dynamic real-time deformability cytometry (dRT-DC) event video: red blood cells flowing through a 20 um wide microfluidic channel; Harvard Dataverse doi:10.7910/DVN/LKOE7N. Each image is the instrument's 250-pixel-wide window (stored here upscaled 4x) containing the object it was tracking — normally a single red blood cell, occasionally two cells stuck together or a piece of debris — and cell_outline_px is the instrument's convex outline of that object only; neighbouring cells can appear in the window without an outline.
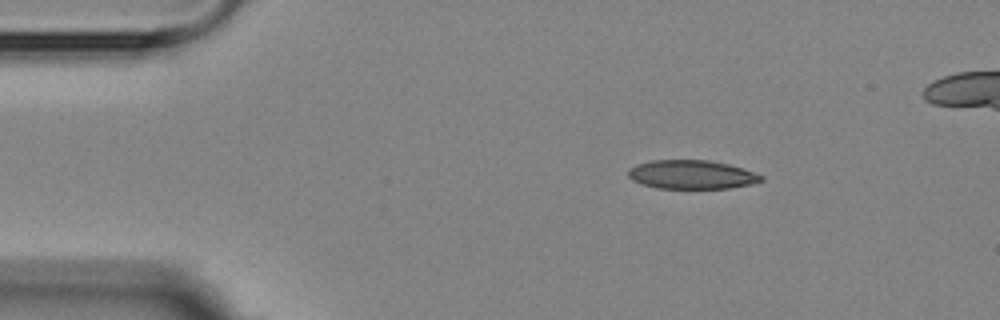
{"species": "Egyptian fruit bat (a non-hibernating species)", "species_latin": "Rousettus aegyptiacus", "temperature_condition": "room temperature", "stored_images_in_passage": 4, "camera_frame_rate_fps": 3000, "um_per_image_px": 0.085, "animal": {"sex": "female"}, "frame": {"image": 1, "passage_image": 1, "time_ms": 0.0, "image_size_px": [1000, 320], "cell_outline_px": [[764, 180], [752, 184], [728, 188], [656, 188], [640, 184], [632, 180], [628, 176], [628, 168], [636, 164], [652, 160], [708, 160], [728, 164], [744, 168], [764, 176]], "centroid_in_image_um": [58.78, 14.84], "position_along_channel_um": 26.2, "area_um2": 22.48}}